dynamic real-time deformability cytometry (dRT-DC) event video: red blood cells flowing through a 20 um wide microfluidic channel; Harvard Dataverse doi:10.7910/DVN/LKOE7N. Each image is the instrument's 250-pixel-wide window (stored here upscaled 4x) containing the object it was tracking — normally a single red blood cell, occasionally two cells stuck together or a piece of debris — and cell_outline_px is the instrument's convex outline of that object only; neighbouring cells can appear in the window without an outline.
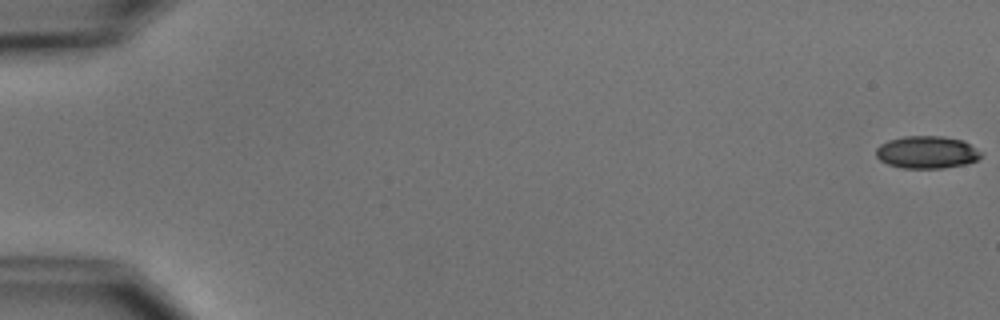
{"species": "common noctule bat (a hibernating species)", "species_latin": "Nyctalus noctula", "temperature_condition": "cold", "stored_images_in_passage": 7, "camera_frame_rate_fps": 3000, "um_per_image_px": 0.085, "animal": {"sex": "male", "body_mass_g": 15.6}, "frame": {"image": 1, "passage_image": 1, "time_ms": 0.0, "image_size_px": [1000, 320], "cell_outline_px": [[984, 152], [976, 160], [964, 164], [944, 168], [904, 168], [888, 164], [880, 160], [876, 156], [876, 148], [880, 144], [888, 140], [904, 136], [944, 136], [964, 140]], "centroid_in_image_um": [78.8, 12.93], "position_along_channel_um": 6.2, "area_um2": 20.0}}
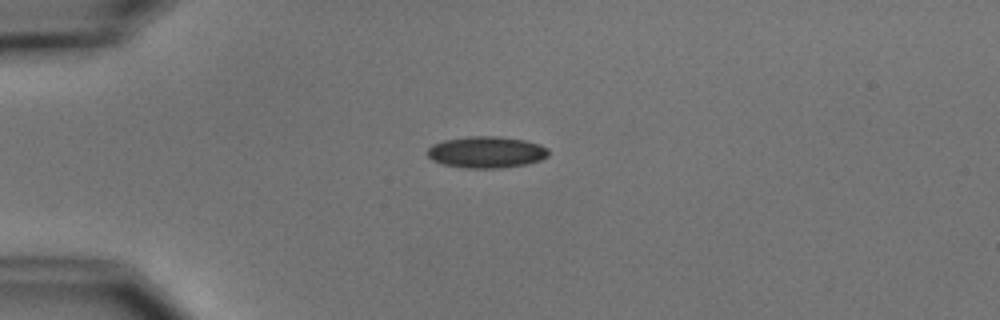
{"frame": {"image": 2, "passage_image": 5, "time_ms": 4.667, "image_size_px": [1000, 320], "cell_outline_px": [[548, 156], [540, 160], [524, 164], [500, 168], [464, 168], [444, 164], [432, 160], [428, 156], [428, 148], [432, 144], [444, 140], [468, 136], [496, 136], [524, 140], [540, 144], [548, 148]], "centroid_in_image_um": [41.33, 12.93], "position_along_channel_um": 43.7, "area_um2": 22.2}}